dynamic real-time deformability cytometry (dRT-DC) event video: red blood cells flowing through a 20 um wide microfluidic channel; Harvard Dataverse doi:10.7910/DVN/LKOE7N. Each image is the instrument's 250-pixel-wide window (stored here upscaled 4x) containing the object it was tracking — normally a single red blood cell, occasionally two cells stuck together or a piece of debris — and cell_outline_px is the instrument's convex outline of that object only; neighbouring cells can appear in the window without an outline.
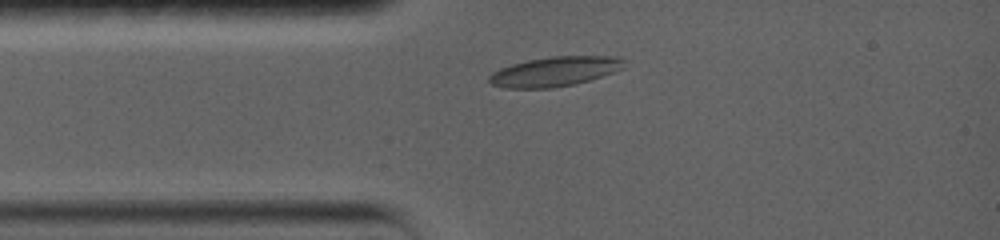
{"species": "common noctule bat (a hibernating species)", "species_latin": "Nyctalus noctula", "temperature_condition": "warm", "stored_images_in_passage": 3, "camera_frame_rate_fps": 5000, "um_per_image_px": 0.085, "animal": {"sex": "female", "body_mass_g": 19.0, "forearm_length_mm": 56.7}, "frame": {"image": 1, "passage_image": 2, "time_ms": 1.2, "image_size_px": [1000, 240], "cell_outline_px": [[624, 68], [588, 80], [572, 84], [552, 88], [504, 88], [492, 84], [488, 80], [488, 76], [492, 72], [500, 68], [512, 64], [528, 60], [552, 56], [616, 56], [624, 60]], "centroid_in_image_um": [47.12, 6.07], "position_along_channel_um": 37.9, "area_um2": 23.12}}
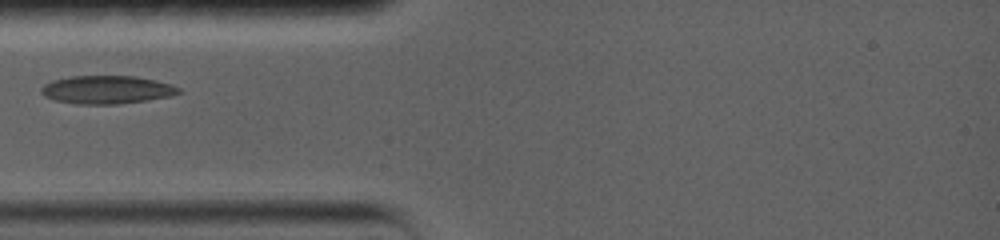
{"frame": {"image": 2, "passage_image": 3, "time_ms": 2.4, "image_size_px": [1000, 240], "cell_outline_px": [[180, 92], [168, 96], [144, 100], [116, 104], [76, 104], [56, 100], [44, 96], [40, 92], [40, 88], [44, 84], [52, 80], [72, 76], [136, 76], [156, 80], [180, 88]], "centroid_in_image_um": [9.01, 7.62], "position_along_channel_um": 76.0, "area_um2": 22.31}}